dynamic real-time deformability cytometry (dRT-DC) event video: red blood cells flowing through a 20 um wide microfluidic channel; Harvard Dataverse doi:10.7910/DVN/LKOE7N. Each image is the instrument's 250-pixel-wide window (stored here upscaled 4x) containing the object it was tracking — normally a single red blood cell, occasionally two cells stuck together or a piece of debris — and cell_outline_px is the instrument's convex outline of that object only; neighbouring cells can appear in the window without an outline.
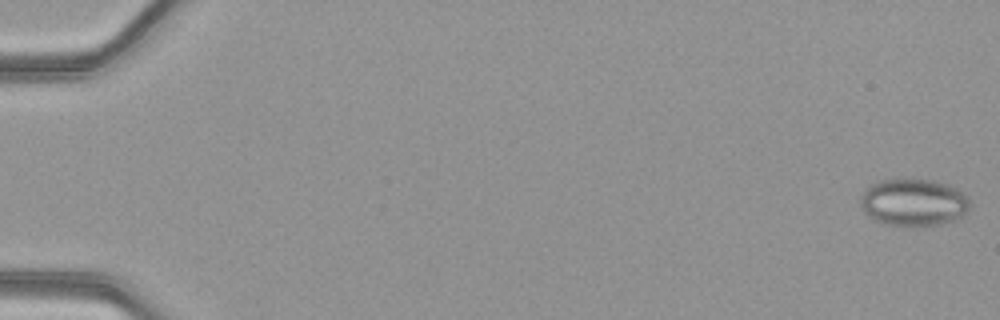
{"species": "common noctule bat (a hibernating species)", "species_latin": "Nyctalus noctula", "temperature_condition": "warm", "stored_images_in_passage": 50, "camera_frame_rate_fps": 3000, "um_per_image_px": 0.085, "animal": {"sex": "female", "body_mass_g": 21.9}, "frame": {"image": 1, "passage_image": 1, "time_ms": 0.0, "image_size_px": [1000, 320], "cell_outline_px": [[972, 204], [956, 220], [940, 224], [888, 224], [876, 220], [868, 216], [864, 212], [860, 204], [860, 196], [864, 188], [880, 180], [900, 176], [912, 176], [936, 180], [948, 184], [956, 188], [968, 196]], "centroid_in_image_um": [77.63, 17.11], "position_along_channel_um": 7.4, "area_um2": 30.75}}
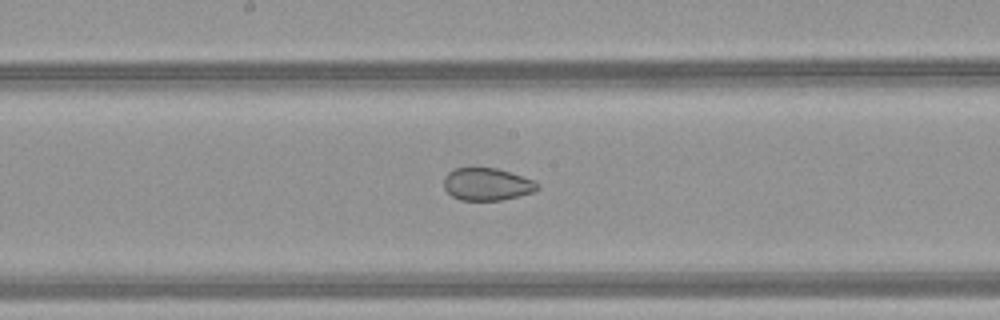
{"frame": {"image": 2, "passage_image": 28, "time_ms": 9.0, "image_size_px": [1000, 320], "cell_outline_px": [[540, 188], [532, 192], [520, 196], [500, 200], [460, 200], [452, 196], [444, 188], [444, 176], [448, 172], [456, 168], [496, 168], [532, 180], [540, 184]], "centroid_in_image_um": [41.38, 15.67], "position_along_channel_um": 206.8, "area_um2": 17.57}}
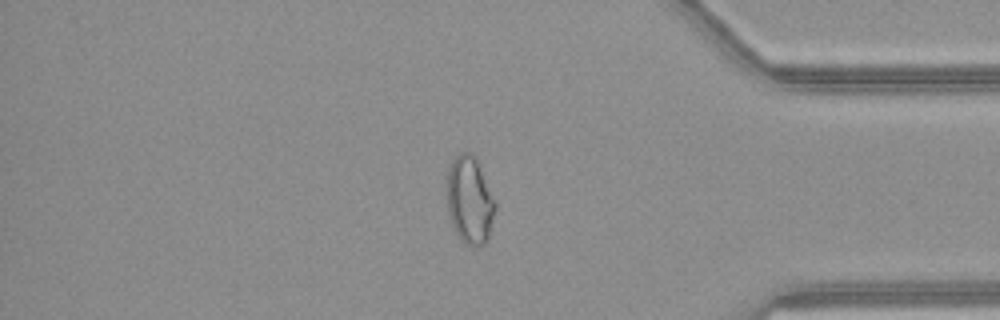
{"frame": {"image": 3, "passage_image": 43, "time_ms": 14.0, "image_size_px": [1000, 320], "cell_outline_px": [[496, 208], [488, 236], [484, 244], [468, 244], [460, 240], [452, 224], [448, 212], [448, 168], [452, 160], [460, 152], [472, 152], [476, 156], [496, 200]], "centroid_in_image_um": [39.95, 16.95], "position_along_channel_um": 395.3, "area_um2": 24.57}, "authors_computed_cell_mechanics": {"area_um2": 24.7673, "velocity_mm_per_s": 4.2088, "shape_relaxation_time_tau1_ms": null, "shape_relaxation_time_tau2_ms": 1.1739, "deformation_change_tau1": null, "deformation_change_tau2": 0.0588}}